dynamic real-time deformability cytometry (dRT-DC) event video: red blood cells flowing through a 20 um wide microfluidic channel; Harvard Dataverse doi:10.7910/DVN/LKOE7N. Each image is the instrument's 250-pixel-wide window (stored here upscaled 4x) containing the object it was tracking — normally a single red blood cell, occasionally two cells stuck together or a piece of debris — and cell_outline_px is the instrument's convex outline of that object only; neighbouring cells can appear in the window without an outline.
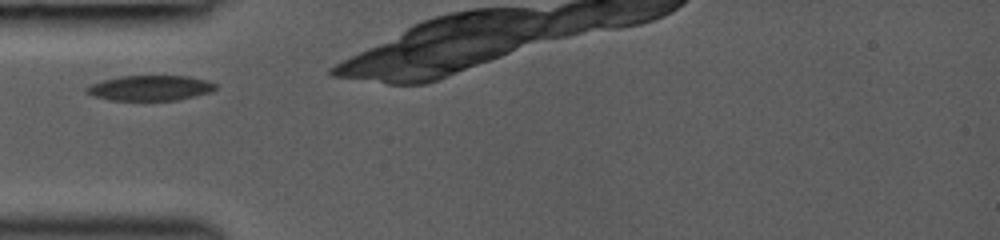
{"species": "common noctule bat (a hibernating species)", "species_latin": "Nyctalus noctula", "temperature_condition": "room temperature", "stored_images_in_passage": 16, "camera_frame_rate_fps": 3000, "um_per_image_px": 0.085, "animal": {"sex": "female", "body_mass_g": 19.0, "forearm_length_mm": 53.3}, "frame": {"image": 1, "passage_image": 1, "time_ms": 0.0, "image_size_px": [1000, 240], "cell_outline_px": [[216, 88], [212, 92], [176, 100], [108, 100], [92, 96], [84, 92], [84, 88], [92, 84], [104, 80], [120, 76], [188, 76], [208, 80], [216, 84]], "centroid_in_image_um": [12.75, 7.48], "position_along_channel_um": 72.3, "area_um2": 19.02}}